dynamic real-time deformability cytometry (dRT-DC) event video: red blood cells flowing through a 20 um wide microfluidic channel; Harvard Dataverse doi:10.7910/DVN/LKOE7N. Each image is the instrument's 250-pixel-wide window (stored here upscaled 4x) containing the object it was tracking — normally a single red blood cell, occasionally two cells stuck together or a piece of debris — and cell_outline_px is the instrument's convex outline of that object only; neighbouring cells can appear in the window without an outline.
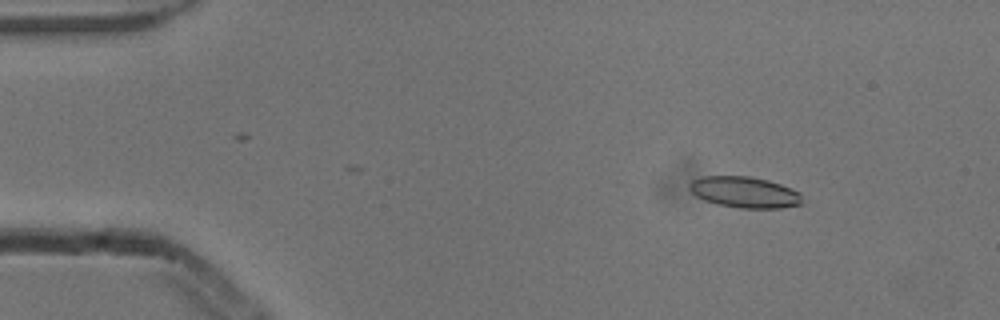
{"species": "common noctule bat (a hibernating species)", "species_latin": "Nyctalus noctula", "temperature_condition": "cold", "stored_images_in_passage": 3, "camera_frame_rate_fps": 3000, "um_per_image_px": 0.085, "animal": {"sex": "male", "body_mass_g": 13.3}, "frame": {"image": 1, "passage_image": 2, "time_ms": 0.333, "image_size_px": [1000, 320], "cell_outline_px": [[804, 204], [780, 208], [740, 208], [716, 204], [704, 200], [696, 196], [688, 188], [688, 184], [692, 180], [700, 176], [748, 176], [768, 180], [792, 188], [800, 192]], "centroid_in_image_um": [63.29, 16.34], "position_along_channel_um": 21.7, "area_um2": 20.69}}